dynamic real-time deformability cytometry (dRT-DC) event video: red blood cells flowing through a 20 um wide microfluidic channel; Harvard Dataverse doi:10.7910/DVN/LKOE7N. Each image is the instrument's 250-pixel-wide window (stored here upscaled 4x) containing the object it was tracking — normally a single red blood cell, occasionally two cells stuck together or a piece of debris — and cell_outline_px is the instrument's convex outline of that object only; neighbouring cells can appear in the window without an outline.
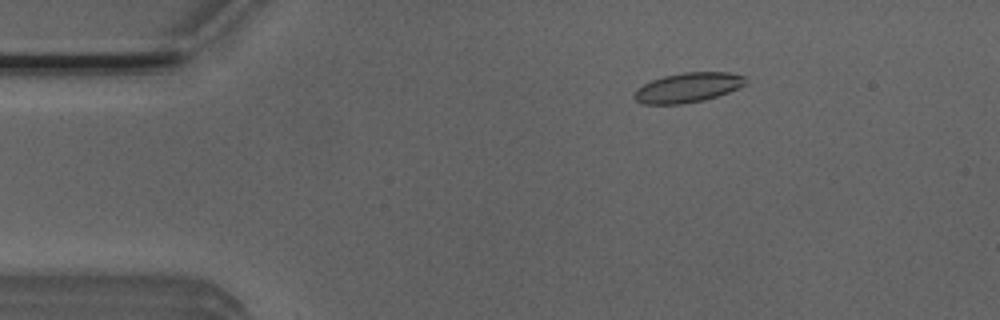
{"species": "Egyptian fruit bat (a non-hibernating species)", "species_latin": "Rousettus aegyptiacus", "temperature_condition": "room temperature", "stored_images_in_passage": 53, "camera_frame_rate_fps": 3000, "um_per_image_px": 0.085, "animal": {"sex": "male"}, "frame": {"image": 1, "passage_image": 9, "time_ms": 2.667, "image_size_px": [1000, 320], "cell_outline_px": [[744, 84], [728, 92], [704, 100], [680, 104], [640, 104], [632, 96], [636, 88], [652, 80], [664, 76], [684, 72], [728, 72], [744, 76]], "centroid_in_image_um": [58.39, 7.45], "position_along_channel_um": 26.6, "area_um2": 19.07}}
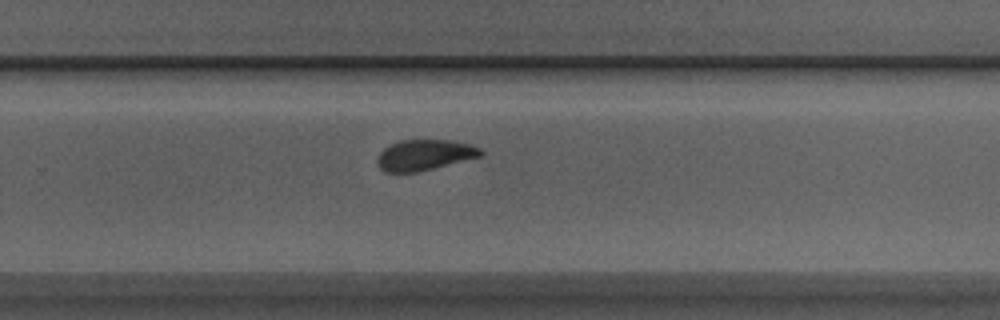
{"frame": {"image": 2, "passage_image": 34, "time_ms": 11.0, "image_size_px": [1000, 320], "cell_outline_px": [[484, 152], [480, 156], [416, 172], [384, 172], [380, 168], [376, 160], [380, 152], [384, 148], [400, 140], [452, 140], [468, 144], [480, 148]], "centroid_in_image_um": [36.05, 13.16], "position_along_channel_um": 293.8, "area_um2": 18.21}}
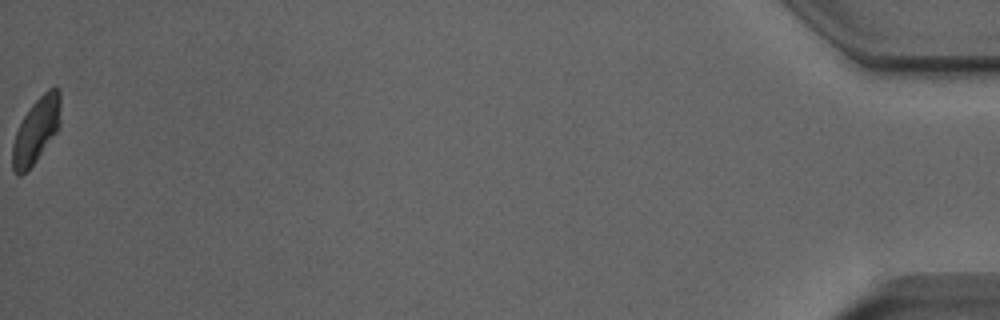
{"frame": {"image": 3, "passage_image": 53, "time_ms": 17.333, "image_size_px": [1000, 320], "cell_outline_px": [[60, 124], [56, 132], [36, 160], [20, 176], [16, 176], [12, 172], [12, 144], [16, 132], [24, 116], [32, 104], [48, 88], [56, 84], [60, 88]], "centroid_in_image_um": [3.08, 11.05], "position_along_channel_um": 432.1, "area_um2": 18.26}, "authors_computed_cell_mechanics": {"area_um2": 18.9006, "velocity_mm_per_s": 3.9075, "shape_relaxation_time_tau1_ms": 8.6268, "shape_relaxation_time_tau2_ms": 2.1285, "deformation_change_tau1": 0.2153, "deformation_change_tau2": 0.0787}}